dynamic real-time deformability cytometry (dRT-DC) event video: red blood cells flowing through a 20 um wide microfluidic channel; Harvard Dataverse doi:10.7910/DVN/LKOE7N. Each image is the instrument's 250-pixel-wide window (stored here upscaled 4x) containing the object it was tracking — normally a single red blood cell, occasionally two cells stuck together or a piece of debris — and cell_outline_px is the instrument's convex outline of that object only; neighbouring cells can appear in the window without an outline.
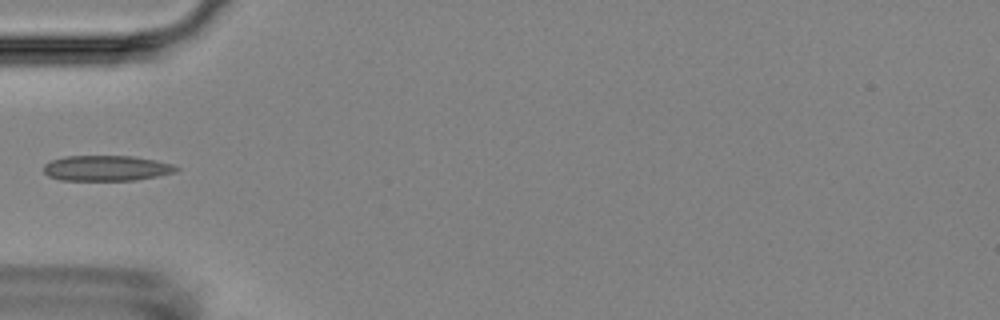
{"species": "Egyptian fruit bat (a non-hibernating species)", "species_latin": "Rousettus aegyptiacus", "temperature_condition": "room temperature", "stored_images_in_passage": 6, "camera_frame_rate_fps": 3000, "um_per_image_px": 0.085, "animal": {"sex": "female"}, "frame": {"image": 1, "passage_image": 6, "time_ms": 5.667, "image_size_px": [1000, 320], "cell_outline_px": [[180, 168], [176, 172], [136, 180], [60, 180], [48, 176], [44, 172], [44, 164], [52, 160], [64, 156], [132, 156], [156, 160], [172, 164]], "centroid_in_image_um": [9.04, 14.29], "position_along_channel_um": 76.0, "area_um2": 19.65}}